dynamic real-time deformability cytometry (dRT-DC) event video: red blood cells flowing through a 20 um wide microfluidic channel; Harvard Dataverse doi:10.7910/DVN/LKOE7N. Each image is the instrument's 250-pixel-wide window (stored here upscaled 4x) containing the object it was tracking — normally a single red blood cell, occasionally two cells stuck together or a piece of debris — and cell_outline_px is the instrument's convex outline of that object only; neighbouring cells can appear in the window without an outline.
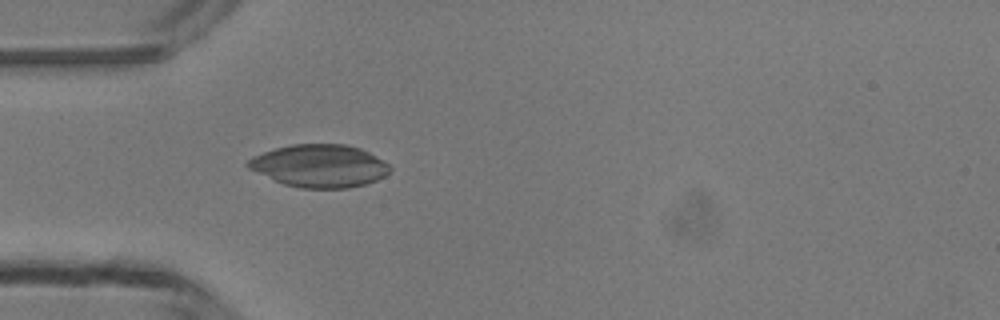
{"species": "common noctule bat (a hibernating species)", "species_latin": "Nyctalus noctula", "temperature_condition": "room temperature", "stored_images_in_passage": 3, "camera_frame_rate_fps": 3000, "um_per_image_px": 0.085, "animal": {"sex": "male", "body_mass_g": 13.3}, "frame": {"image": 1, "passage_image": 3, "time_ms": 2.333, "image_size_px": [1000, 320], "cell_outline_px": [[392, 168], [384, 176], [376, 180], [364, 184], [348, 188], [300, 188], [284, 184], [248, 168], [244, 164], [252, 156], [276, 148], [292, 144], [344, 144], [360, 148], [384, 160]], "centroid_in_image_um": [27.16, 14.09], "position_along_channel_um": 57.8, "area_um2": 35.14}}